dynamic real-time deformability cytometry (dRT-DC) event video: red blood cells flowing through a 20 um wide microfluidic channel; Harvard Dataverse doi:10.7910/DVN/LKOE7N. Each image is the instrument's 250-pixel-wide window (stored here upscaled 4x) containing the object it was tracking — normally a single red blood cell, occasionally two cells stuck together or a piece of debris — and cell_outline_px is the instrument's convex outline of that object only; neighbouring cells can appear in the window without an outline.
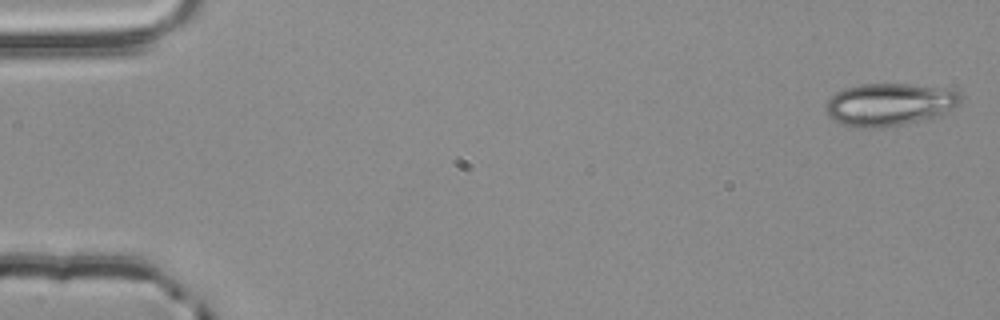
{"species": "common noctule bat (a hibernating species)", "species_latin": "Nyctalus noctula", "temperature_condition": "room temperature", "stored_images_in_passage": 4, "camera_frame_rate_fps": 3000, "um_per_image_px": 0.085, "animal": {"sex": "male", "body_mass_g": 20.4}, "frame": {"image": 1, "passage_image": 1, "time_ms": 0.0, "image_size_px": [1000, 320], "cell_outline_px": [[960, 100], [956, 108], [940, 116], [900, 124], [872, 128], [860, 128], [844, 124], [828, 116], [824, 108], [824, 104], [836, 92], [844, 88], [860, 84], [912, 84], [956, 88], [960, 92]], "centroid_in_image_um": [75.65, 8.85], "position_along_channel_um": 9.4, "area_um2": 33.76}}